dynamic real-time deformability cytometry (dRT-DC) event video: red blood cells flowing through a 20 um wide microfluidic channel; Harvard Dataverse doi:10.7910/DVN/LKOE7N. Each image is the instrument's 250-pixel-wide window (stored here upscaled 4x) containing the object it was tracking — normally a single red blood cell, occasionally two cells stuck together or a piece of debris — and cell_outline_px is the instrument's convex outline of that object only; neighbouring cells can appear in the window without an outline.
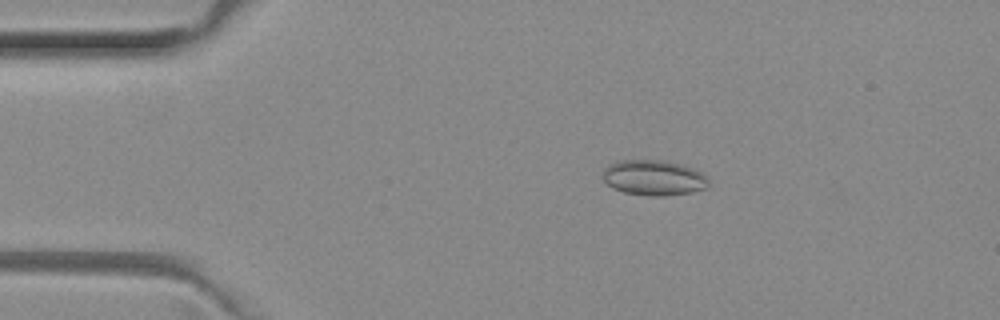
{"species": "common noctule bat (a hibernating species)", "species_latin": "Nyctalus noctula", "temperature_condition": "room temperature", "stored_images_in_passage": 52, "camera_frame_rate_fps": 3000, "um_per_image_px": 0.085, "animal": {"sex": "female", "body_mass_g": 29.2, "forearm_length_mm": 56.3}, "frame": {"image": 1, "passage_image": 10, "time_ms": 3.0, "image_size_px": [1000, 320], "cell_outline_px": [[708, 188], [692, 192], [664, 196], [648, 196], [624, 192], [612, 188], [604, 180], [604, 168], [608, 164], [616, 160], [668, 160], [684, 164], [700, 172], [708, 180]], "centroid_in_image_um": [55.57, 15.1], "position_along_channel_um": 29.4, "area_um2": 22.02}}
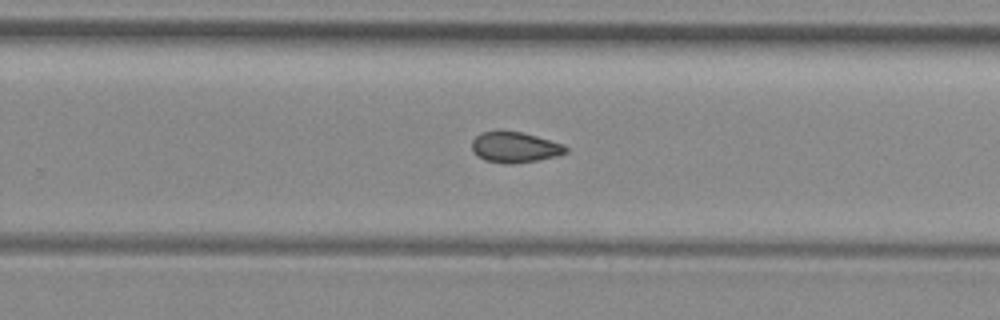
{"frame": {"image": 2, "passage_image": 33, "time_ms": 10.667, "image_size_px": [1000, 320], "cell_outline_px": [[568, 152], [560, 156], [512, 164], [504, 164], [484, 160], [476, 156], [472, 148], [472, 140], [480, 132], [524, 132], [564, 144], [568, 148]], "centroid_in_image_um": [43.79, 12.53], "position_along_channel_um": 286.0, "area_um2": 16.88}}
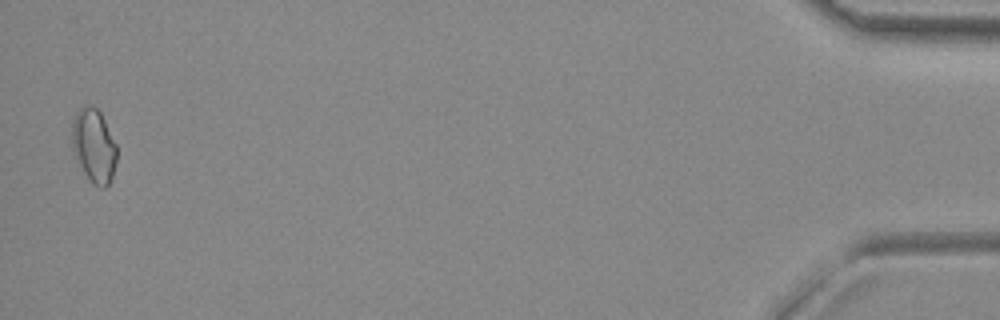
{"frame": {"image": 3, "passage_image": 51, "time_ms": 16.667, "image_size_px": [1000, 320], "cell_outline_px": [[116, 160], [112, 176], [108, 184], [104, 188], [100, 188], [84, 172], [72, 148], [72, 120], [76, 112], [84, 104], [88, 104], [96, 108], [100, 112], [116, 144]], "centroid_in_image_um": [7.97, 12.33], "position_along_channel_um": 427.2, "area_um2": 18.84}, "authors_computed_cell_mechanics": {"area_um2": 17.2822, "velocity_mm_per_s": 4.0063, "shape_relaxation_time_tau1_ms": null, "shape_relaxation_time_tau2_ms": 4.3008, "deformation_change_tau1": null, "deformation_change_tau2": 0.0814}}